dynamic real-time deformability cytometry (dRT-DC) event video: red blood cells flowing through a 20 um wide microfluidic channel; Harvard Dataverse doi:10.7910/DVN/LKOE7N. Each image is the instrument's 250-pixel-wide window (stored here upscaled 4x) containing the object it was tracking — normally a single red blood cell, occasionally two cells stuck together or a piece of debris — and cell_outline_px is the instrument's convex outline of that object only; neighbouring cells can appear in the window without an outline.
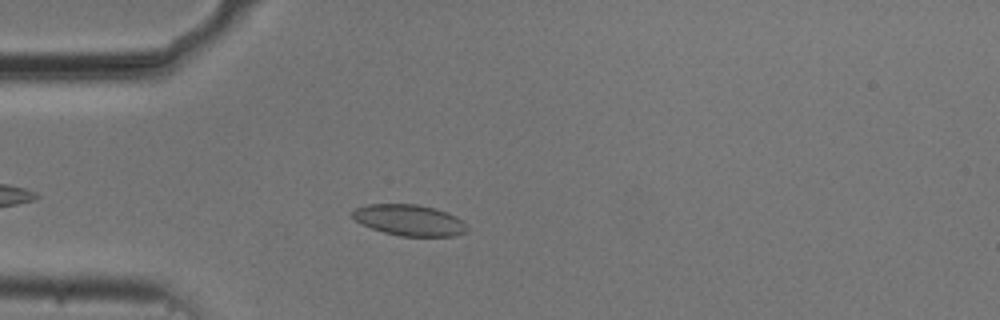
{"species": "common noctule bat (a hibernating species)", "species_latin": "Nyctalus noctula", "temperature_condition": "cold", "stored_images_in_passage": 46, "camera_frame_rate_fps": 3000, "um_per_image_px": 0.085, "animal": {"sex": "male", "body_mass_g": 20.5, "forearm_length_mm": 52.5}, "frame": {"image": 1, "passage_image": 7, "time_ms": 2.0, "image_size_px": [1000, 320], "cell_outline_px": [[468, 228], [464, 232], [452, 236], [400, 236], [384, 232], [372, 228], [356, 220], [348, 212], [356, 208], [368, 204], [416, 204], [436, 208], [456, 216]], "centroid_in_image_um": [34.76, 18.7], "position_along_channel_um": 50.2, "area_um2": 20.58}}
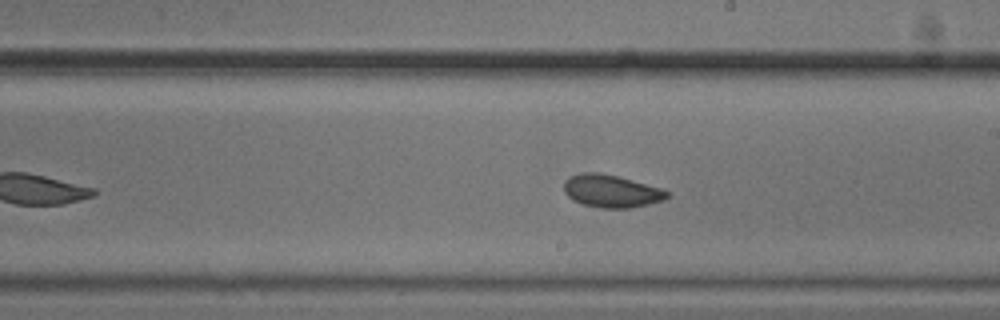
{"frame": {"image": 2, "passage_image": 23, "time_ms": 7.333, "image_size_px": [1000, 320], "cell_outline_px": [[668, 196], [660, 200], [648, 204], [628, 208], [600, 208], [584, 204], [572, 200], [564, 192], [564, 180], [568, 176], [584, 172], [600, 172], [620, 176], [660, 188], [668, 192]], "centroid_in_image_um": [51.9, 16.22], "position_along_channel_um": 237.1, "area_um2": 19.59}}
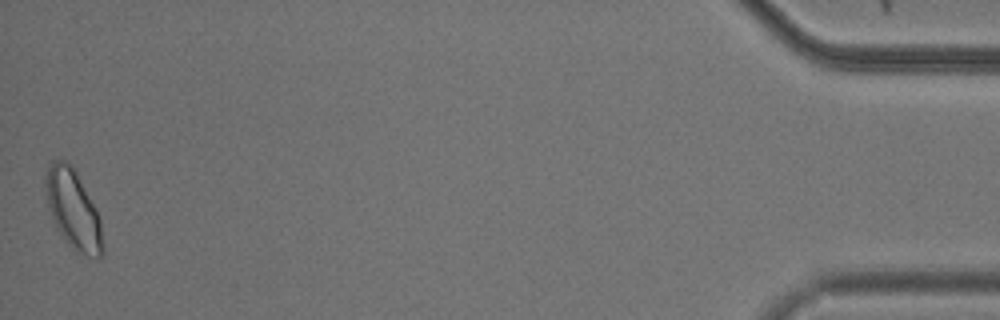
{"frame": {"image": 3, "passage_image": 46, "time_ms": 15.0, "image_size_px": [1000, 320], "cell_outline_px": [[104, 252], [96, 260], [76, 252], [64, 240], [56, 228], [48, 208], [44, 184], [44, 180], [48, 164], [52, 160], [64, 160], [72, 164], [96, 208], [100, 220], [104, 244]], "centroid_in_image_um": [6.22, 17.83], "position_along_channel_um": 429.0, "area_um2": 26.88}, "authors_computed_cell_mechanics": {"area_um2": 20.23, "velocity_mm_per_s": 3.7082, "shape_relaxation_time_tau1_ms": 7.0755, "shape_relaxation_time_tau2_ms": 1.6203, "deformation_change_tau1": 0.0964, "deformation_change_tau2": 0.0607}}